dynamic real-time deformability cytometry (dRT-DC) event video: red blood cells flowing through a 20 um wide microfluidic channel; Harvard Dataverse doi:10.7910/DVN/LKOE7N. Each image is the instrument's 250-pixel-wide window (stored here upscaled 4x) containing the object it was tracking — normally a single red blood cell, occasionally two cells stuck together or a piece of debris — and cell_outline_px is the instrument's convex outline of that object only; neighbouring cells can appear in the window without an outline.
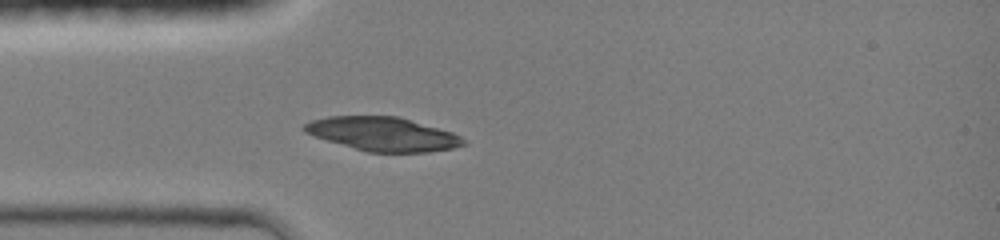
{"species": "common noctule bat (a hibernating species)", "species_latin": "Nyctalus noctula", "temperature_condition": "room temperature", "stored_images_in_passage": 24, "camera_frame_rate_fps": 3000, "um_per_image_px": 0.085, "animal": {"sex": "female", "body_mass_g": 19.0, "forearm_length_mm": 51.5}, "frame": {"image": 1, "passage_image": 10, "time_ms": 1.667, "image_size_px": [1000, 240], "cell_outline_px": [[468, 144], [452, 148], [428, 152], [368, 152], [328, 140], [304, 132], [300, 128], [304, 124], [312, 120], [328, 116], [400, 116], [452, 132], [460, 136]], "centroid_in_image_um": [32.56, 11.38], "position_along_channel_um": 52.4, "area_um2": 31.21}}